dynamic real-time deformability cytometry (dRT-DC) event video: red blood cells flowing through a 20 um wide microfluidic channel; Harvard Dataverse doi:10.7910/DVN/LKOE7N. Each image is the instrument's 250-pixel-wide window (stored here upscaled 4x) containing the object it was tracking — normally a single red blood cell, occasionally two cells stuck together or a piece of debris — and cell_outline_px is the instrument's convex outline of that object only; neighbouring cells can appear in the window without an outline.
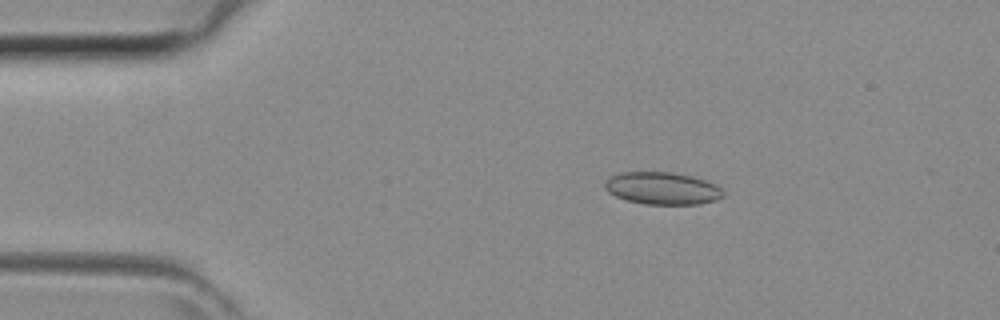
{"species": "common noctule bat (a hibernating species)", "species_latin": "Nyctalus noctula", "temperature_condition": "room temperature", "stored_images_in_passage": 41, "camera_frame_rate_fps": 3000, "um_per_image_px": 0.085, "animal": {"sex": "female", "body_mass_g": 29.2, "forearm_length_mm": 56.3}, "frame": {"image": 1, "passage_image": 5, "time_ms": 1.333, "image_size_px": [1000, 320], "cell_outline_px": [[724, 196], [716, 200], [700, 204], [644, 204], [628, 200], [616, 196], [608, 192], [604, 188], [604, 180], [620, 172], [672, 172], [692, 176], [716, 184], [724, 192]], "centroid_in_image_um": [56.29, 16.0], "position_along_channel_um": 28.7, "area_um2": 22.37}}
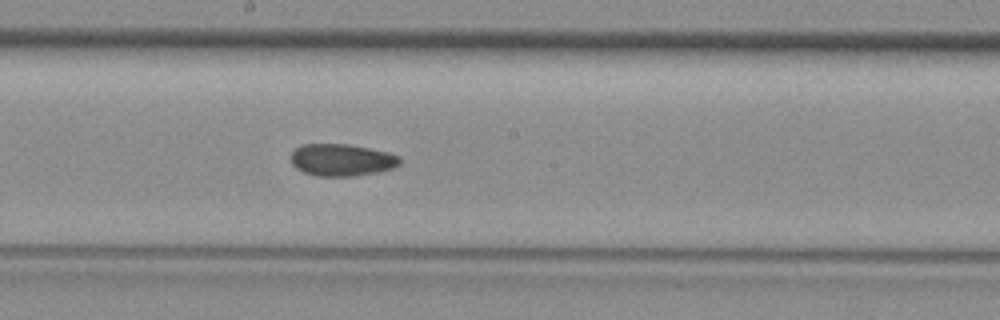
{"frame": {"image": 2, "passage_image": 21, "time_ms": 6.667, "image_size_px": [1000, 320], "cell_outline_px": [[400, 164], [392, 168], [380, 172], [352, 176], [316, 176], [304, 172], [296, 168], [292, 164], [288, 156], [300, 144], [348, 144], [388, 152], [400, 156]], "centroid_in_image_um": [29.02, 13.59], "position_along_channel_um": 219.2, "area_um2": 20.58}}
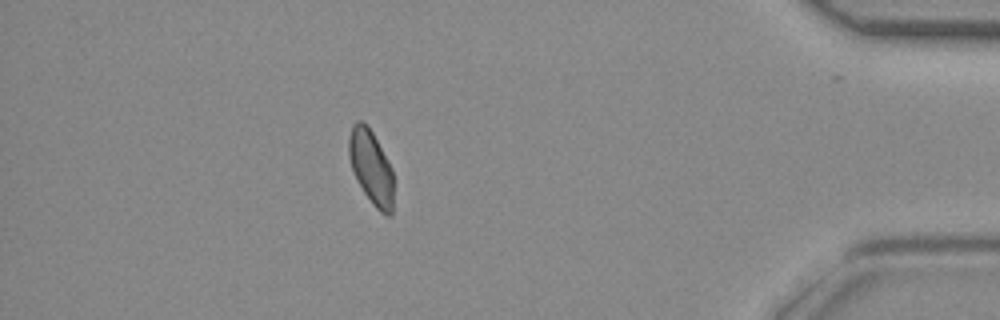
{"frame": {"image": 3, "passage_image": 36, "time_ms": 11.667, "image_size_px": [1000, 320], "cell_outline_px": [[392, 216], [384, 216], [372, 204], [356, 180], [348, 156], [348, 136], [352, 124], [356, 120], [360, 120], [372, 132], [388, 160], [392, 168]], "centroid_in_image_um": [31.52, 14.22], "position_along_channel_um": 403.7, "area_um2": 19.31}}